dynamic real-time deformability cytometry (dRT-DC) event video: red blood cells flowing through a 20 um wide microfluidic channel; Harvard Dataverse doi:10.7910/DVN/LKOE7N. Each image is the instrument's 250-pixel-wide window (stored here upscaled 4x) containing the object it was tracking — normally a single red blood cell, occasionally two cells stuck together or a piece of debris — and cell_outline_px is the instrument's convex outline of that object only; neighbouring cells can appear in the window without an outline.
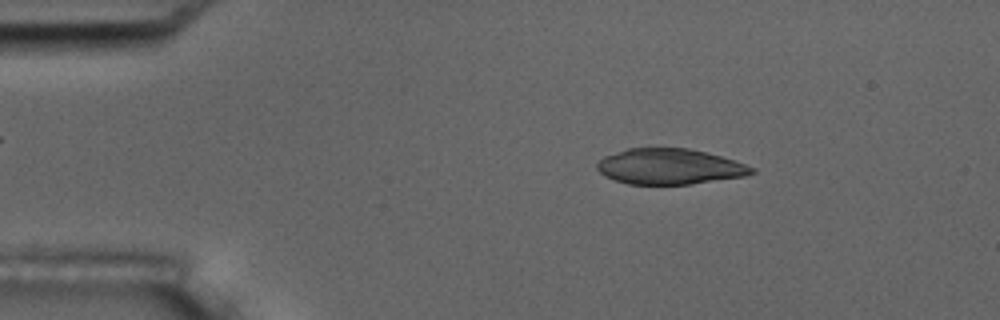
{"species": "common noctule bat (a hibernating species)", "species_latin": "Nyctalus noctula", "temperature_condition": "room temperature", "stored_images_in_passage": 4, "camera_frame_rate_fps": 3000, "um_per_image_px": 0.085, "animal": {"sex": "male", "body_mass_g": 17.5, "forearm_length_mm": 52.3}, "frame": {"image": 1, "passage_image": 2, "time_ms": 1.0, "image_size_px": [1000, 320], "cell_outline_px": [[756, 172], [744, 176], [692, 184], [628, 184], [604, 176], [596, 168], [596, 164], [604, 156], [628, 148], [688, 148], [720, 156], [756, 168]], "centroid_in_image_um": [56.9, 14.16], "position_along_channel_um": 28.1, "area_um2": 31.91}}